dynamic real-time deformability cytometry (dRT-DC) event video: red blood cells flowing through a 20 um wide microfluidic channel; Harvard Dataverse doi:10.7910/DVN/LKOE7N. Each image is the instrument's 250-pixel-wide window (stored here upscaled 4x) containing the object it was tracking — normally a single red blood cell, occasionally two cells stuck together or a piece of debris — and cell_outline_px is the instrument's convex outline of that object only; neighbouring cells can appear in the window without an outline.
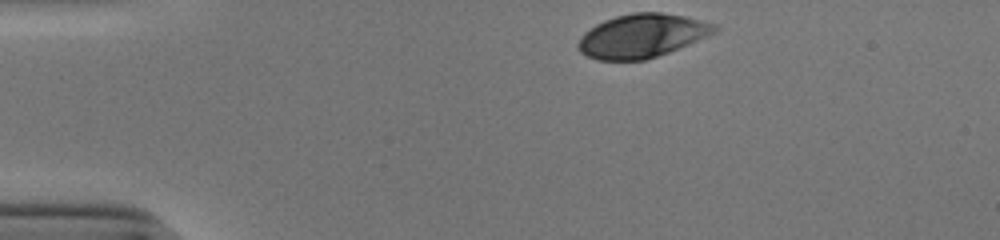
{"species": "human", "species_latin": "Homo sapiens", "temperature_condition": "cold", "stored_images_in_passage": 34, "camera_frame_rate_fps": 3000, "um_per_image_px": 0.085, "donor": {"sex": "male"}, "frame": {"image": 1, "passage_image": 1, "time_ms": 0.0, "image_size_px": [1000, 240], "cell_outline_px": [[720, 28], [716, 32], [708, 36], [668, 52], [644, 60], [596, 60], [580, 52], [576, 48], [576, 44], [580, 36], [584, 32], [596, 24], [604, 20], [616, 16], [632, 12], [660, 12], [684, 16], [716, 24]], "centroid_in_image_um": [54.54, 3.04], "position_along_channel_um": 30.5, "area_um2": 34.74}}
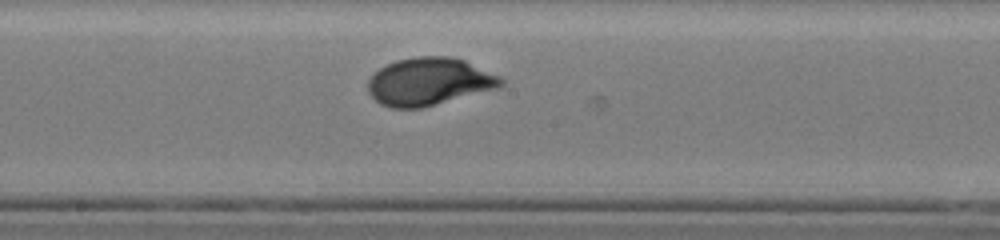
{"frame": {"image": 2, "passage_image": 20, "time_ms": 6.333, "image_size_px": [1000, 240], "cell_outline_px": [[504, 84], [500, 88], [420, 108], [392, 108], [380, 104], [368, 92], [368, 80], [380, 68], [396, 60], [420, 56], [448, 56], [464, 60], [500, 76], [504, 80]], "centroid_in_image_um": [36.5, 6.94], "position_along_channel_um": 211.7, "area_um2": 36.82}}
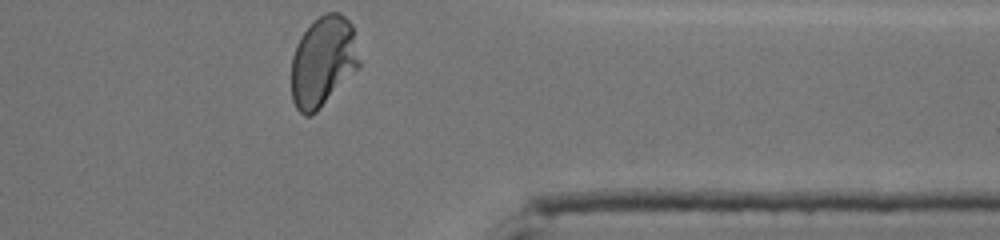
{"frame": {"image": 3, "passage_image": 34, "time_ms": 11.0, "image_size_px": [1000, 240], "cell_outline_px": [[360, 68], [312, 116], [304, 116], [296, 108], [292, 100], [292, 56], [296, 44], [300, 36], [324, 12], [340, 12], [352, 24], [360, 60]], "centroid_in_image_um": [27.47, 5.24], "position_along_channel_um": 383.9, "area_um2": 35.95}, "authors_computed_cell_mechanics": {"area_um2": 35.8071, "velocity_mm_per_s": 3.8843, "shape_relaxation_time_tau1_ms": 3.1865, "shape_relaxation_time_tau2_ms": null, "deformation_change_tau1": 0.1592, "deformation_change_tau2": null}}